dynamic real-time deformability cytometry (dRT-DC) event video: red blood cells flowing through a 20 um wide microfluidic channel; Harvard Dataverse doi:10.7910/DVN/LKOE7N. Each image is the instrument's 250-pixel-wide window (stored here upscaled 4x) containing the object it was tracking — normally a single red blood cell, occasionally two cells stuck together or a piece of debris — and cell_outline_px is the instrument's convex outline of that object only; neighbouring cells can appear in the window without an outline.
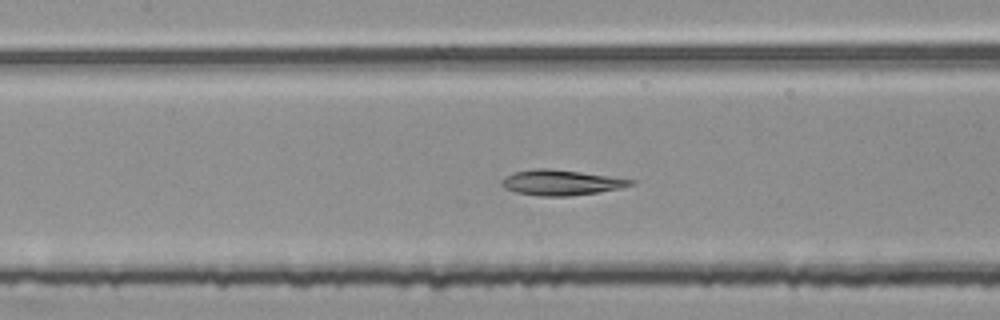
{"species": "common noctule bat (a hibernating species)", "species_latin": "Nyctalus noctula", "temperature_condition": "room temperature", "stored_images_in_passage": 44, "camera_frame_rate_fps": 3000, "um_per_image_px": 0.085, "animal": {"sex": "female", "body_mass_g": 25.1}, "frame": {"image": 1, "passage_image": 22, "time_ms": 7.0, "image_size_px": [1000, 320], "cell_outline_px": [[636, 180], [632, 184], [620, 188], [600, 192], [568, 196], [540, 196], [516, 192], [504, 188], [500, 184], [508, 176], [516, 172], [532, 168], [548, 168], [580, 172]], "centroid_in_image_um": [47.69, 15.52], "position_along_channel_um": 159.7, "area_um2": 18.79}}
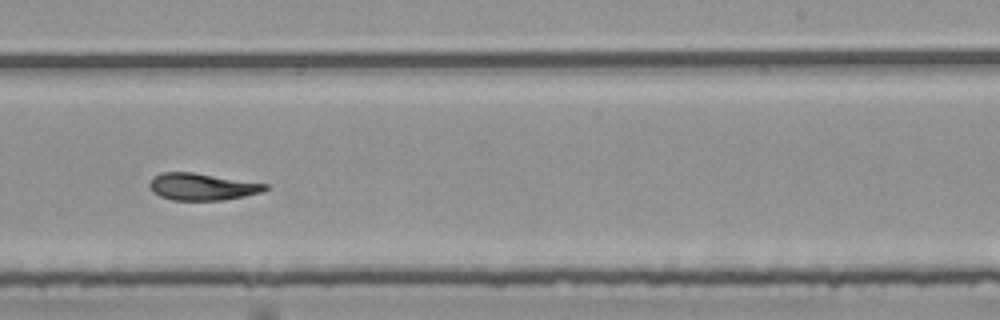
{"frame": {"image": 2, "passage_image": 31, "time_ms": 10.0, "image_size_px": [1000, 320], "cell_outline_px": [[268, 188], [260, 192], [244, 196], [220, 200], [172, 200], [160, 196], [152, 192], [148, 184], [152, 176], [160, 172], [192, 172], [268, 184]], "centroid_in_image_um": [17.11, 15.86], "position_along_channel_um": 271.9, "area_um2": 18.15}}
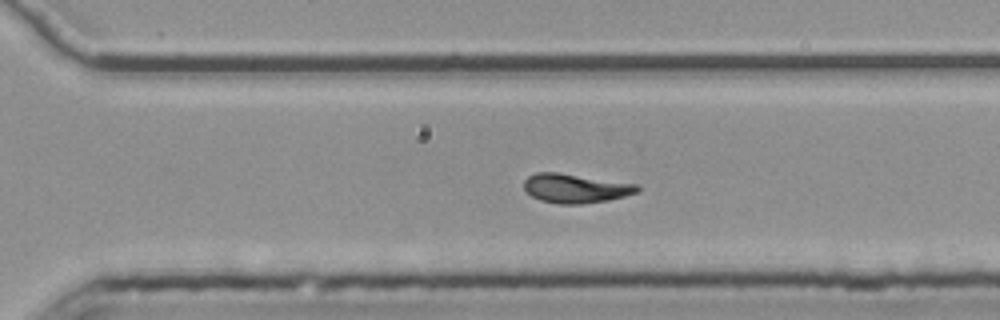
{"frame": {"image": 3, "passage_image": 35, "time_ms": 11.333, "image_size_px": [1000, 320], "cell_outline_px": [[640, 192], [608, 200], [580, 204], [556, 204], [540, 200], [532, 196], [524, 188], [524, 180], [528, 176], [536, 172], [556, 172], [636, 184], [640, 188]], "centroid_in_image_um": [48.9, 16.01], "position_along_channel_um": 321.7, "area_um2": 19.13}, "authors_computed_cell_mechanics": {"area_um2": 20.6057, "velocity_mm_per_s": 3.7476, "shape_relaxation_time_tau1_ms": null, "shape_relaxation_time_tau2_ms": 4.3948, "deformation_change_tau1": null, "deformation_change_tau2": 0.1185}}